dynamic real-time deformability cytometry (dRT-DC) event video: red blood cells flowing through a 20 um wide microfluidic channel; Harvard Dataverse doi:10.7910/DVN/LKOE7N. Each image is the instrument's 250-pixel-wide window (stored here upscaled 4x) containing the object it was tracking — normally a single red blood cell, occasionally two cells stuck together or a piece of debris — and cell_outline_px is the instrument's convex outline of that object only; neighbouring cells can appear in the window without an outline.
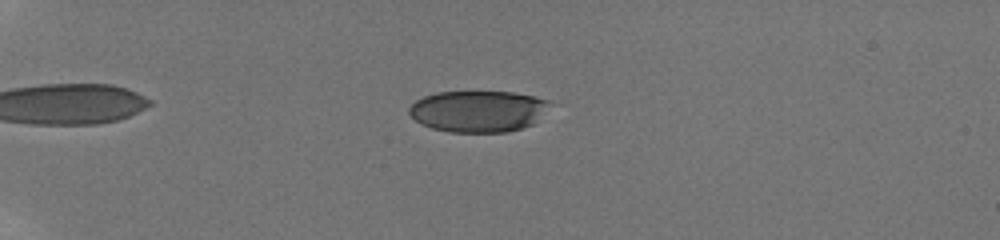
{"species": "human", "species_latin": "Homo sapiens", "temperature_condition": "room temperature", "stored_images_in_passage": 22, "camera_frame_rate_fps": 3000, "um_per_image_px": 0.085, "donor": {"sex": "male"}, "frame": {"image": 1, "passage_image": 12, "time_ms": 5.333, "image_size_px": [1000, 240], "cell_outline_px": [[556, 104], [532, 124], [508, 132], [448, 132], [432, 128], [420, 124], [408, 112], [408, 108], [416, 100], [424, 96], [436, 92], [512, 92], [536, 96], [548, 100]], "centroid_in_image_um": [40.69, 9.45], "position_along_channel_um": 44.3, "area_um2": 34.33}}
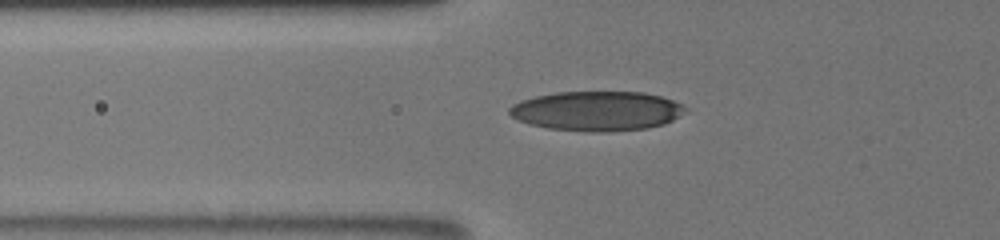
{"frame": {"image": 2, "passage_image": 18, "time_ms": 7.667, "image_size_px": [1000, 240], "cell_outline_px": [[684, 112], [672, 120], [664, 124], [648, 128], [604, 132], [584, 132], [548, 128], [528, 124], [512, 116], [508, 112], [508, 108], [512, 104], [520, 100], [536, 96], [556, 92], [644, 92], [660, 96], [672, 100], [680, 104], [684, 108]], "centroid_in_image_um": [50.69, 9.44], "position_along_channel_um": 75.1, "area_um2": 40.58}}
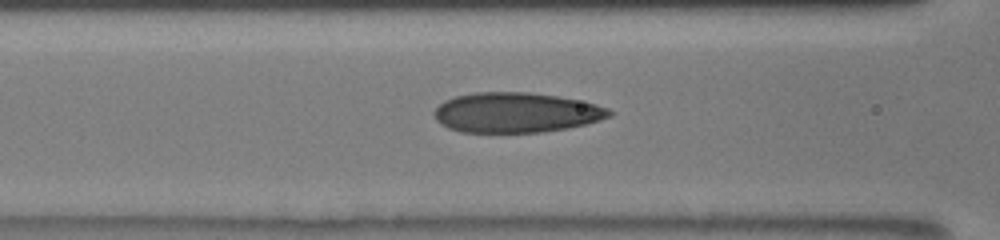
{"frame": {"image": 3, "passage_image": 21, "time_ms": 9.0, "image_size_px": [1000, 240], "cell_outline_px": [[616, 112], [612, 116], [600, 120], [568, 128], [544, 132], [460, 132], [448, 128], [440, 124], [436, 120], [432, 112], [444, 100], [456, 96], [476, 92], [528, 92], [556, 96], [596, 104], [608, 108]], "centroid_in_image_um": [43.86, 9.57], "position_along_channel_um": 122.7, "area_um2": 40.98}}